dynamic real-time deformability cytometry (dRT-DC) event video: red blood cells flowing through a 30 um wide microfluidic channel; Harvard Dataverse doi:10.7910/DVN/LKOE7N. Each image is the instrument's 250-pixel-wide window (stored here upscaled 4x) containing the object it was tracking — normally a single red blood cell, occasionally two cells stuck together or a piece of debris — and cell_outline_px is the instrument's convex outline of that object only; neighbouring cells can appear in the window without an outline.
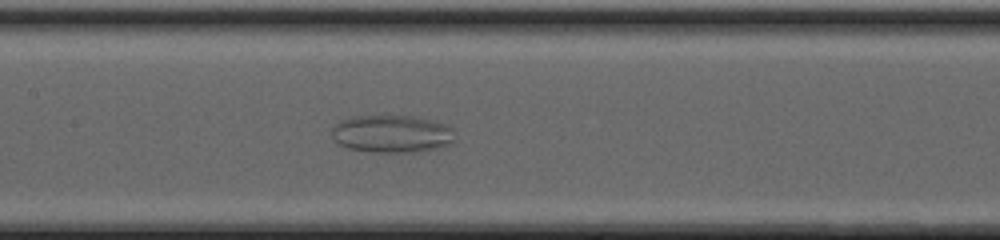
{"species": "common noctule bat (a hibernating species)", "species_latin": "Nyctalus noctula", "temperature_condition": "cold", "stored_images_in_passage": 50, "camera_frame_rate_fps": 3000, "um_per_image_px": 0.085, "animal": {"sex": "female", "body_mass_g": 20.0, "forearm_length_mm": 54.0}, "frame": {"image": 1, "passage_image": 26, "time_ms": 8.333, "image_size_px": [1000, 240], "cell_outline_px": [[456, 140], [448, 144], [436, 148], [416, 152], [372, 152], [348, 148], [332, 140], [332, 128], [340, 120], [352, 116], [412, 116], [432, 120], [448, 124], [452, 128]], "centroid_in_image_um": [33.31, 11.37], "position_along_channel_um": 174.1, "area_um2": 27.17}}
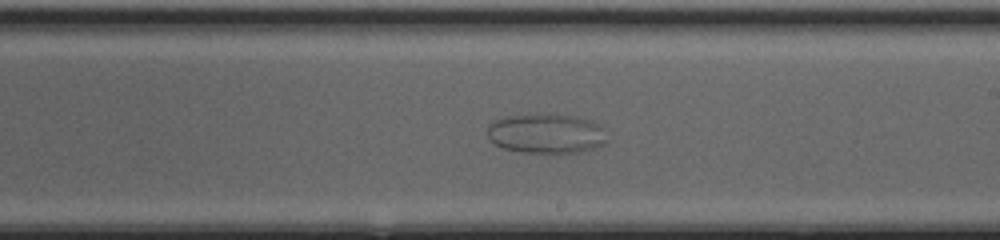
{"frame": {"image": 2, "passage_image": 31, "time_ms": 10.0, "image_size_px": [1000, 240], "cell_outline_px": [[604, 144], [596, 148], [580, 152], [524, 152], [504, 148], [488, 140], [488, 124], [492, 120], [508, 116], [576, 116], [592, 120], [600, 124], [604, 140]], "centroid_in_image_um": [46.4, 11.37], "position_along_channel_um": 242.6, "area_um2": 26.93}}
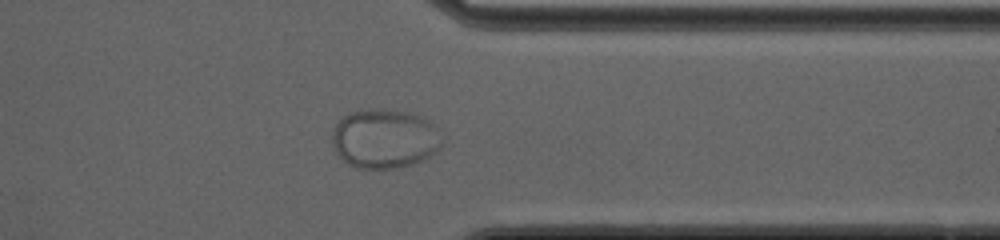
{"frame": {"image": 3, "passage_image": 41, "time_ms": 13.333, "image_size_px": [1000, 240], "cell_outline_px": [[440, 144], [436, 152], [412, 164], [400, 168], [356, 168], [348, 164], [336, 152], [332, 140], [332, 136], [336, 124], [348, 112], [372, 108], [376, 108], [408, 112], [420, 116], [428, 120], [436, 128]], "centroid_in_image_um": [32.65, 11.78], "position_along_channel_um": 378.8, "area_um2": 37.57}}